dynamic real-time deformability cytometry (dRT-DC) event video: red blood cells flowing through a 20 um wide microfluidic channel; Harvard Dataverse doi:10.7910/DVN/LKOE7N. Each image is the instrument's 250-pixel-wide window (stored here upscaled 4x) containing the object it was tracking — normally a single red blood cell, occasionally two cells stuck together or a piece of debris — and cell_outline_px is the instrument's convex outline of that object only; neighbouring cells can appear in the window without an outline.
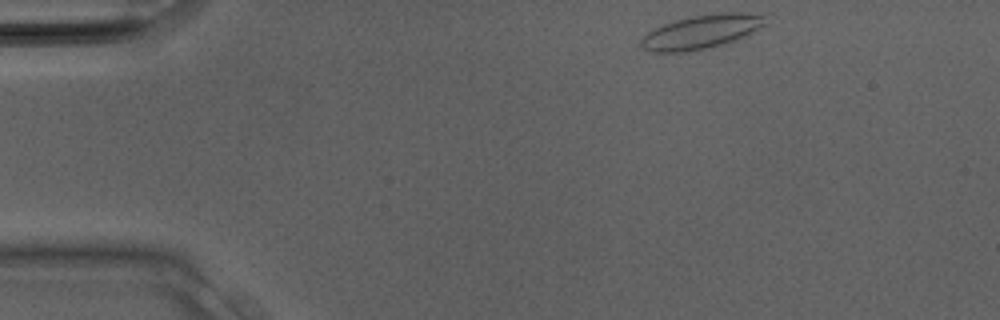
{"species": "Egyptian fruit bat (a non-hibernating species)", "species_latin": "Rousettus aegyptiacus", "temperature_condition": "room temperature", "stored_images_in_passage": 19, "camera_frame_rate_fps": 3000, "um_per_image_px": 0.085, "animal": {"sex": "male"}, "frame": {"image": 1, "passage_image": 1, "time_ms": 0.0, "image_size_px": [1000, 320], "cell_outline_px": [[764, 24], [752, 32], [736, 40], [704, 48], [684, 52], [652, 52], [644, 48], [640, 44], [640, 40], [648, 32], [664, 24], [676, 20], [692, 16], [720, 12], [740, 12], [764, 16]], "centroid_in_image_um": [59.58, 2.7], "position_along_channel_um": 25.4, "area_um2": 23.93}}
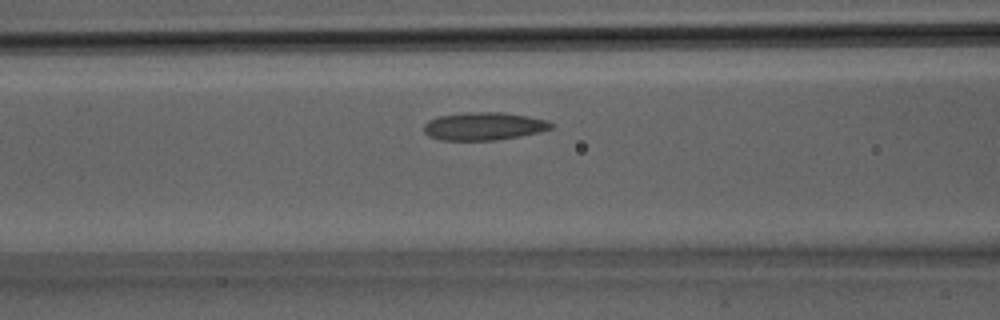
{"frame": {"image": 2, "passage_image": 9, "time_ms": 2.667, "image_size_px": [1000, 320], "cell_outline_px": [[556, 124], [552, 128], [540, 132], [520, 136], [496, 140], [440, 140], [428, 136], [424, 132], [424, 124], [428, 120], [440, 116], [468, 112], [504, 112], [528, 116], [548, 120]], "centroid_in_image_um": [41.16, 10.73], "position_along_channel_um": 125.4, "area_um2": 20.87}}
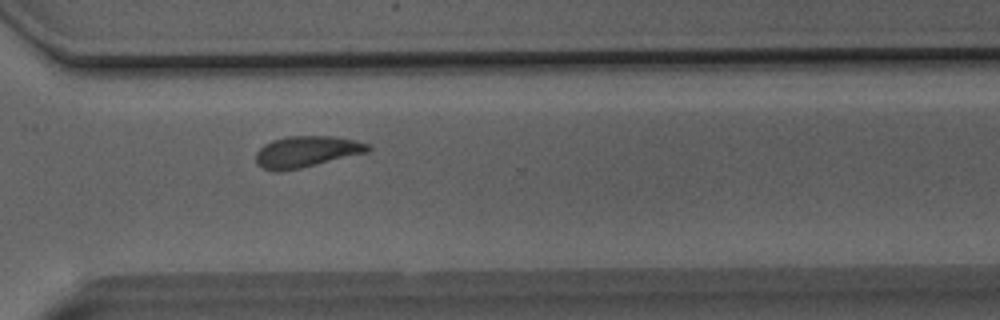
{"frame": {"image": 3, "passage_image": 19, "time_ms": 6.0, "image_size_px": [1000, 320], "cell_outline_px": [[372, 148], [368, 152], [300, 168], [280, 172], [272, 172], [256, 164], [256, 152], [264, 144], [272, 140], [288, 136], [332, 136], [356, 140], [372, 144]], "centroid_in_image_um": [26.06, 12.89], "position_along_channel_um": 344.5, "area_um2": 20.58}}